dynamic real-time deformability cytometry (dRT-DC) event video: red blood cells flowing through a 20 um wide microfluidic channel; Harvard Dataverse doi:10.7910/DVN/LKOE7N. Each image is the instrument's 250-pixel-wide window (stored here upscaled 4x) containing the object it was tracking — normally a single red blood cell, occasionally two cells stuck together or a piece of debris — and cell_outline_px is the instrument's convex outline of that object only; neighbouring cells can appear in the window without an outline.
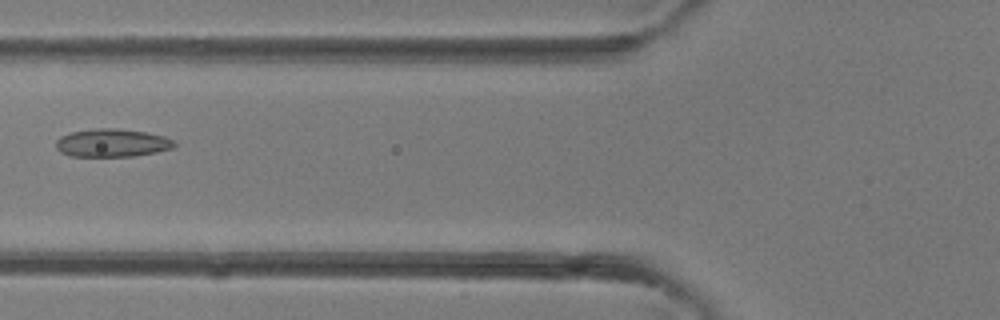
{"species": "common noctule bat (a hibernating species)", "species_latin": "Nyctalus noctula", "temperature_condition": "room temperature", "stored_images_in_passage": 40, "camera_frame_rate_fps": 3000, "um_per_image_px": 0.085, "animal": {"sex": "female"}, "frame": {"image": 1, "passage_image": 16, "time_ms": 5.0, "image_size_px": [1000, 320], "cell_outline_px": [[176, 144], [172, 148], [156, 152], [136, 156], [72, 156], [60, 152], [56, 148], [56, 140], [60, 136], [72, 132], [96, 128], [116, 128], [144, 132], [164, 136], [176, 140]], "centroid_in_image_um": [9.53, 12.14], "position_along_channel_um": 116.3, "area_um2": 19.36}}
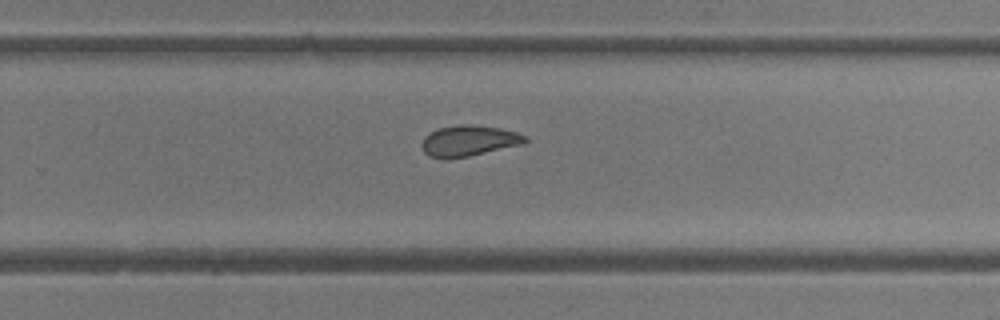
{"frame": {"image": 2, "passage_image": 26, "time_ms": 8.333, "image_size_px": [1000, 320], "cell_outline_px": [[528, 140], [524, 144], [468, 156], [448, 160], [444, 160], [428, 156], [424, 152], [420, 144], [424, 136], [440, 128], [460, 124], [472, 124], [500, 128], [516, 132], [528, 136]], "centroid_in_image_um": [39.84, 11.98], "position_along_channel_um": 290.0, "area_um2": 18.84}}
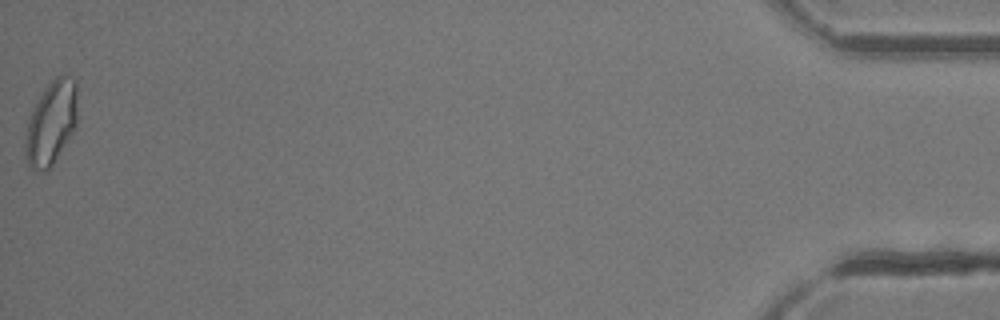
{"frame": {"image": 3, "passage_image": 40, "time_ms": 13.0, "image_size_px": [1000, 320], "cell_outline_px": [[76, 128], [48, 172], [40, 172], [32, 168], [28, 164], [24, 152], [24, 144], [28, 124], [32, 108], [44, 88], [60, 72], [72, 76], [76, 80]], "centroid_in_image_um": [4.35, 10.44], "position_along_channel_um": 430.8, "area_um2": 25.84}}